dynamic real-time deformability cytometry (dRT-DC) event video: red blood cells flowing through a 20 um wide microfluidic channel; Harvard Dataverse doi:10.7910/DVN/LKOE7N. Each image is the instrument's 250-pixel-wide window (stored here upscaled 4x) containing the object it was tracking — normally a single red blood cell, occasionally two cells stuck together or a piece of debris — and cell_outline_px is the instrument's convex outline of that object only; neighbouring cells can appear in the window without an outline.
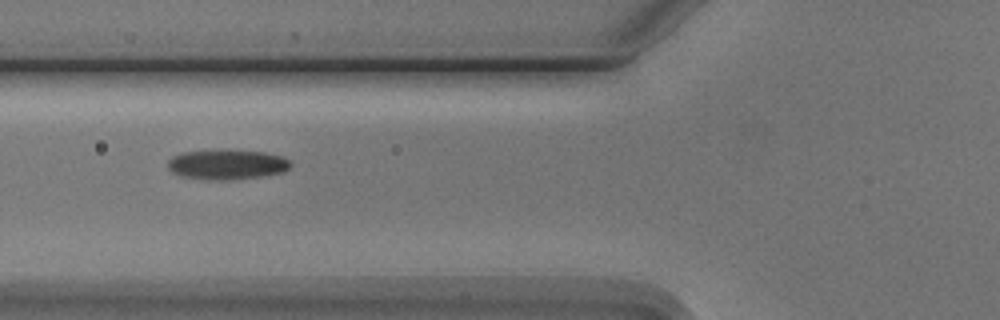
{"species": "Egyptian fruit bat (a non-hibernating species)", "species_latin": "Rousettus aegyptiacus", "temperature_condition": "cold", "stored_images_in_passage": 11, "camera_frame_rate_fps": 3000, "um_per_image_px": 0.085, "animal": {"sex": "male"}, "frame": {"image": 1, "passage_image": 7, "time_ms": 8.0, "image_size_px": [1000, 320], "cell_outline_px": [[292, 164], [284, 172], [264, 176], [228, 180], [204, 180], [180, 176], [172, 172], [168, 168], [168, 160], [172, 156], [184, 152], [264, 152], [284, 156]], "centroid_in_image_um": [19.3, 14.03], "position_along_channel_um": 106.5, "area_um2": 20.92}}
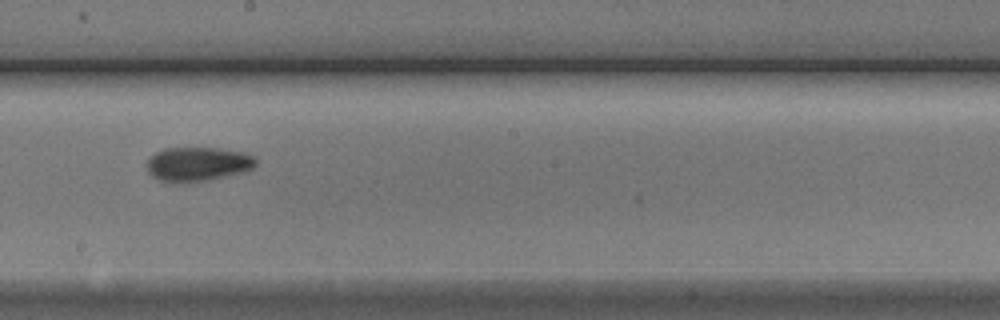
{"frame": {"image": 2, "passage_image": 10, "time_ms": 11.333, "image_size_px": [1000, 320], "cell_outline_px": [[256, 164], [252, 168], [244, 172], [208, 180], [184, 184], [176, 184], [160, 180], [152, 176], [148, 172], [148, 160], [156, 152], [164, 148], [220, 148], [244, 152], [256, 156]], "centroid_in_image_um": [16.83, 13.96], "position_along_channel_um": 231.4, "area_um2": 22.02}}
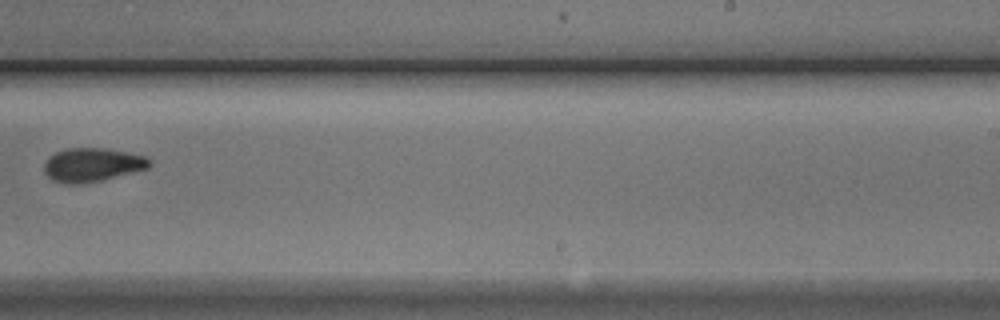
{"frame": {"image": 3, "passage_image": 11, "time_ms": 12.667, "image_size_px": [1000, 320], "cell_outline_px": [[152, 164], [148, 168], [100, 180], [80, 184], [64, 184], [52, 180], [44, 172], [44, 164], [56, 152], [68, 148], [104, 148], [144, 156]], "centroid_in_image_um": [7.8, 14.02], "position_along_channel_um": 281.2, "area_um2": 20.29}}